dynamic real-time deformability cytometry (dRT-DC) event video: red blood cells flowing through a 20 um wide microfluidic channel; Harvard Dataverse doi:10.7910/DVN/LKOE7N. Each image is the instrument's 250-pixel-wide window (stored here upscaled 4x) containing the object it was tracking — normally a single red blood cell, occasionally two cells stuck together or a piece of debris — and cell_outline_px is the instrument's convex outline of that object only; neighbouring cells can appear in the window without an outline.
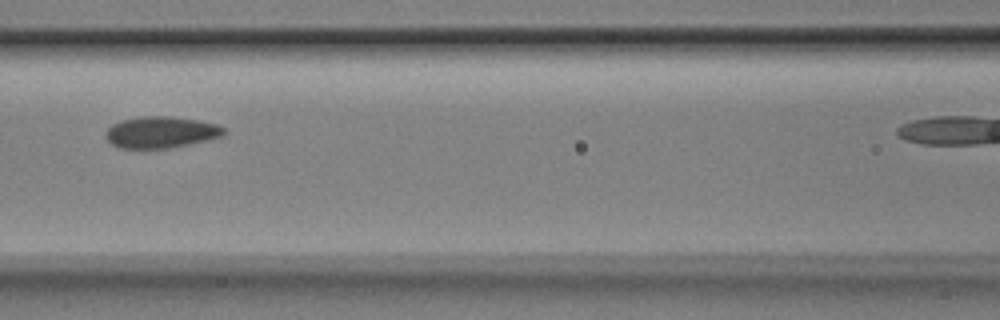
{"species": "Egyptian fruit bat (a non-hibernating species)", "species_latin": "Rousettus aegyptiacus", "temperature_condition": "room temperature", "stored_images_in_passage": 6, "camera_frame_rate_fps": 3000, "um_per_image_px": 0.085, "animal": {"sex": "male"}, "frame": {"image": 1, "passage_image": 5, "time_ms": 1.333, "image_size_px": [1000, 320], "cell_outline_px": [[224, 136], [208, 140], [168, 148], [120, 148], [112, 144], [108, 140], [108, 128], [112, 124], [120, 120], [140, 116], [172, 116], [200, 120], [216, 124], [224, 128]], "centroid_in_image_um": [13.71, 11.22], "position_along_channel_um": 152.9, "area_um2": 21.62}}